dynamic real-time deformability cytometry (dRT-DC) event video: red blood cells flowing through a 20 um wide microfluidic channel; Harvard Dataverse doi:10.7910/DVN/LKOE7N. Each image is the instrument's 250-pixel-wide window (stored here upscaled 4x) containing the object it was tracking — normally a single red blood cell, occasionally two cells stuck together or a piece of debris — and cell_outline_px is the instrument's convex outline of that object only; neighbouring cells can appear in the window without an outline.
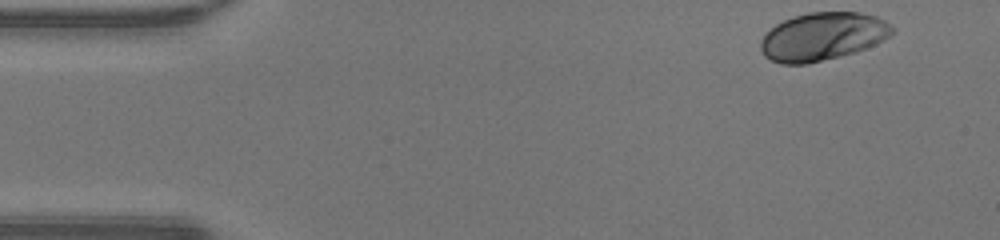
{"species": "human", "species_latin": "Homo sapiens", "temperature_condition": "warm", "stored_images_in_passage": 45, "camera_frame_rate_fps": 3000, "um_per_image_px": 0.085, "donor": {"sex": "male"}, "frame": {"image": 1, "passage_image": 1, "time_ms": 0.0, "image_size_px": [1000, 240], "cell_outline_px": [[892, 32], [884, 40], [876, 44], [852, 52], [808, 64], [780, 64], [764, 56], [760, 48], [760, 40], [776, 24], [792, 16], [808, 12], [860, 12], [876, 16], [884, 20], [892, 28]], "centroid_in_image_um": [69.88, 3.09], "position_along_channel_um": 15.1, "area_um2": 36.47}}
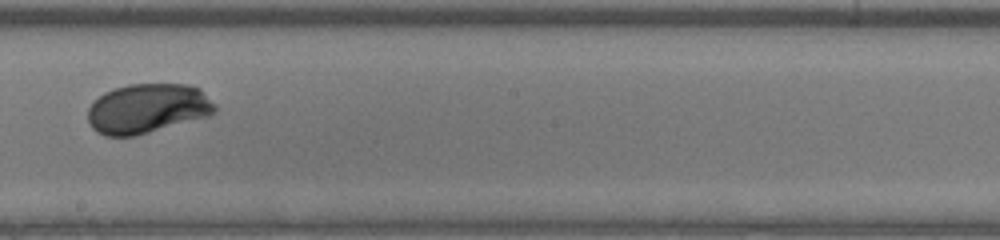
{"frame": {"image": 2, "passage_image": 24, "time_ms": 7.667, "image_size_px": [1000, 240], "cell_outline_px": [[216, 112], [208, 116], [148, 132], [132, 136], [104, 136], [96, 132], [92, 128], [88, 120], [88, 108], [104, 92], [112, 88], [128, 84], [188, 84], [200, 88], [216, 108]], "centroid_in_image_um": [12.51, 9.21], "position_along_channel_um": 235.7, "area_um2": 36.53}}
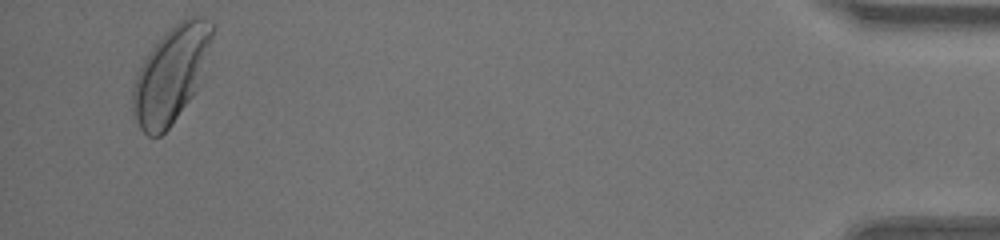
{"frame": {"image": 3, "passage_image": 43, "time_ms": 14.0, "image_size_px": [1000, 240], "cell_outline_px": [[216, 28], [196, 92], [168, 128], [160, 136], [148, 136], [140, 128], [132, 108], [132, 88], [136, 76], [148, 52], [180, 20], [188, 16], [204, 16], [216, 24]], "centroid_in_image_um": [14.57, 6.3], "position_along_channel_um": 420.6, "area_um2": 43.93}, "authors_computed_cell_mechanics": {"area_um2": 36.5296, "velocity_mm_per_s": 4.3112, "shape_relaxation_time_tau1_ms": 2.1856, "shape_relaxation_time_tau2_ms": null, "deformation_change_tau1": 0.1452, "deformation_change_tau2": null}}